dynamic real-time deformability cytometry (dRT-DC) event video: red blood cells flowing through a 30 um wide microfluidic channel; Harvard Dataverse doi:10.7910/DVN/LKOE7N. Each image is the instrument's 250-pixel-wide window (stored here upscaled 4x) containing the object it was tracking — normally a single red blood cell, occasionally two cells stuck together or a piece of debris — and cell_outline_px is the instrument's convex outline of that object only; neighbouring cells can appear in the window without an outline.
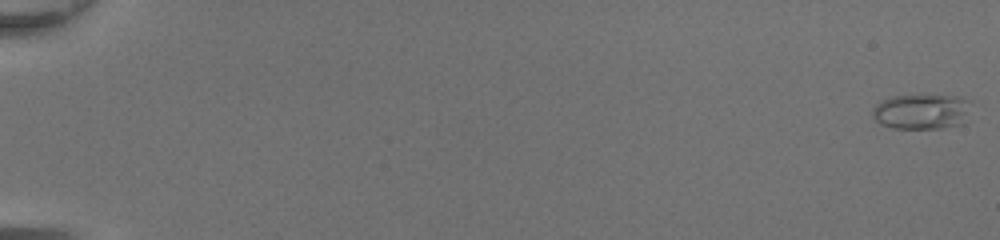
{"species": "common noctule bat (a hibernating species)", "species_latin": "Nyctalus noctula", "temperature_condition": "room temperature", "stored_images_in_passage": 50, "camera_frame_rate_fps": 3000, "um_per_image_px": 0.085, "animal": {"sex": "female", "body_mass_g": 20.0, "forearm_length_mm": 54.0}, "frame": {"image": 1, "passage_image": 1, "time_ms": 0.0, "image_size_px": [1000, 240], "cell_outline_px": [[972, 100], [964, 124], [944, 128], [892, 128], [880, 124], [872, 116], [872, 108], [880, 100], [892, 96], [924, 92], [960, 96]], "centroid_in_image_um": [78.36, 9.42], "position_along_channel_um": 6.6, "area_um2": 21.44}}
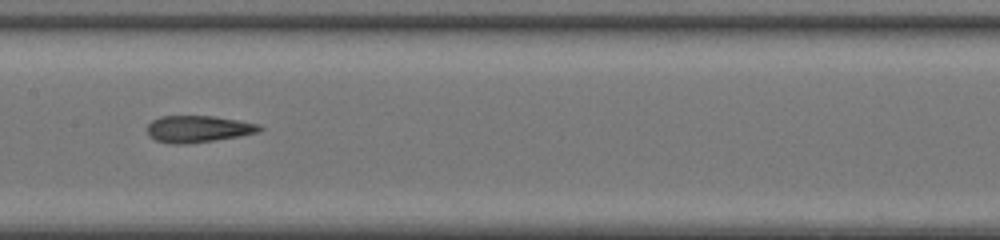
{"frame": {"image": 2, "passage_image": 28, "time_ms": 9.0, "image_size_px": [1000, 240], "cell_outline_px": [[264, 128], [260, 132], [240, 136], [188, 144], [172, 144], [156, 140], [148, 136], [148, 124], [152, 120], [160, 116], [216, 116], [260, 124]], "centroid_in_image_um": [16.87, 10.96], "position_along_channel_um": 190.5, "area_um2": 17.69}}
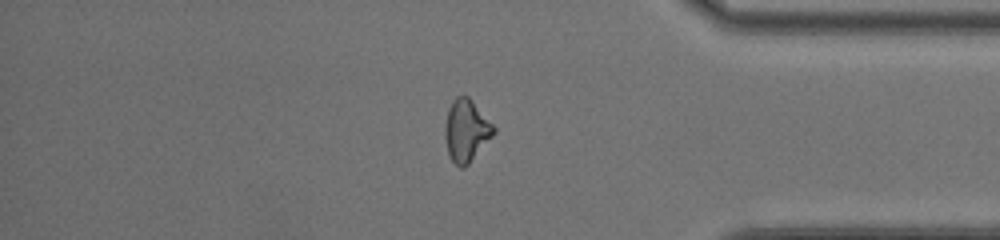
{"frame": {"image": 3, "passage_image": 43, "time_ms": 14.0, "image_size_px": [1000, 240], "cell_outline_px": [[496, 132], [468, 164], [464, 168], [460, 168], [452, 160], [448, 152], [444, 136], [444, 124], [448, 108], [452, 100], [456, 96], [468, 96], [472, 100], [496, 128]], "centroid_in_image_um": [39.61, 11.08], "position_along_channel_um": 395.6, "area_um2": 17.63}, "authors_computed_cell_mechanics": {"area_um2": 18.2359, "velocity_mm_per_s": 4.4147, "shape_relaxation_time_tau1_ms": null, "shape_relaxation_time_tau2_ms": 1.9509, "deformation_change_tau1": null, "deformation_change_tau2": 0.1084}}